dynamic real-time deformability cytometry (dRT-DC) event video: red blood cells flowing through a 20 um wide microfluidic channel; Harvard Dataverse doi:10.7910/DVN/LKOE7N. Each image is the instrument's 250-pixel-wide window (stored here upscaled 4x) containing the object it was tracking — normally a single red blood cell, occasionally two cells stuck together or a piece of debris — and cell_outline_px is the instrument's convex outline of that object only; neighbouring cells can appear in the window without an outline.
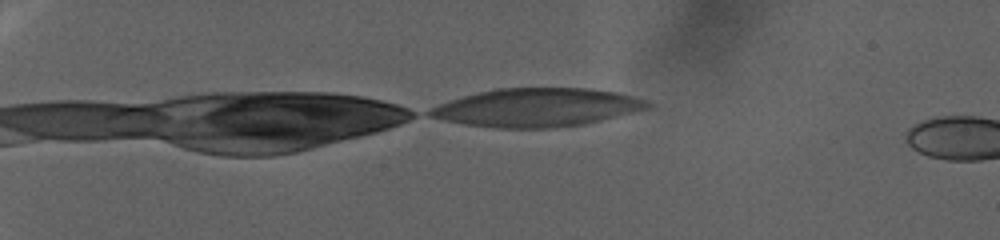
{"species": "human", "species_latin": "Homo sapiens", "temperature_condition": "warm", "stored_images_in_passage": 8, "camera_frame_rate_fps": 3000, "um_per_image_px": 0.085, "donor": {"sex": "female"}, "frame": {"image": 1, "passage_image": 1, "time_ms": 0.0, "image_size_px": [1000, 240], "cell_outline_px": [[652, 104], [648, 108], [584, 124], [548, 128], [496, 128], [464, 124], [444, 120], [428, 116], [424, 112], [440, 104], [464, 96], [496, 88], [584, 88], [612, 92], [632, 96], [644, 100]], "centroid_in_image_um": [45.58, 9.14], "position_along_channel_um": 39.4, "area_um2": 48.03}}